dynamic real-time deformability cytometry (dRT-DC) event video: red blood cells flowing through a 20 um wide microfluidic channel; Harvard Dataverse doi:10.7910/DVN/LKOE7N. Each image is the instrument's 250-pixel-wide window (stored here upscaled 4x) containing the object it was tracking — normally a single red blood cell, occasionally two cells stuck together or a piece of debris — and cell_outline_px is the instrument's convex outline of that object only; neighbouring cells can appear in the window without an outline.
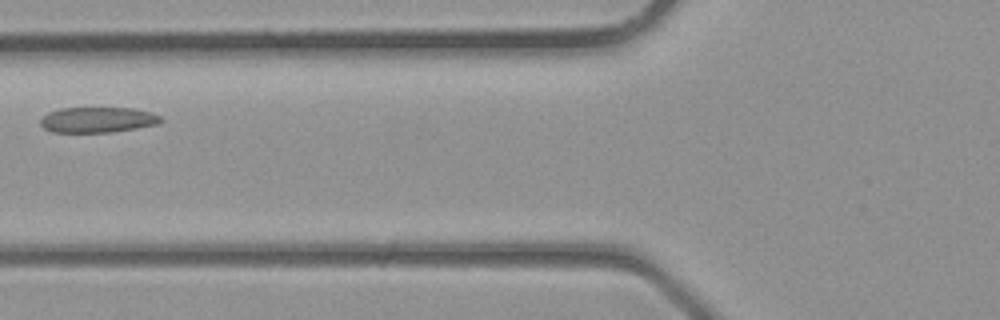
{"species": "common noctule bat (a hibernating species)", "species_latin": "Nyctalus noctula", "temperature_condition": "room temperature", "stored_images_in_passage": 2, "camera_frame_rate_fps": 3000, "um_per_image_px": 0.085, "animal": {"sex": "male", "body_mass_g": 23.1, "forearm_length_mm": 52.7}, "frame": {"image": 1, "passage_image": 2, "time_ms": 0.333, "image_size_px": [1000, 320], "cell_outline_px": [[164, 120], [156, 124], [136, 128], [108, 132], [52, 132], [44, 128], [40, 124], [40, 120], [48, 112], [60, 108], [132, 108], [152, 112], [160, 116]], "centroid_in_image_um": [8.29, 10.17], "position_along_channel_um": 117.5, "area_um2": 17.8}}